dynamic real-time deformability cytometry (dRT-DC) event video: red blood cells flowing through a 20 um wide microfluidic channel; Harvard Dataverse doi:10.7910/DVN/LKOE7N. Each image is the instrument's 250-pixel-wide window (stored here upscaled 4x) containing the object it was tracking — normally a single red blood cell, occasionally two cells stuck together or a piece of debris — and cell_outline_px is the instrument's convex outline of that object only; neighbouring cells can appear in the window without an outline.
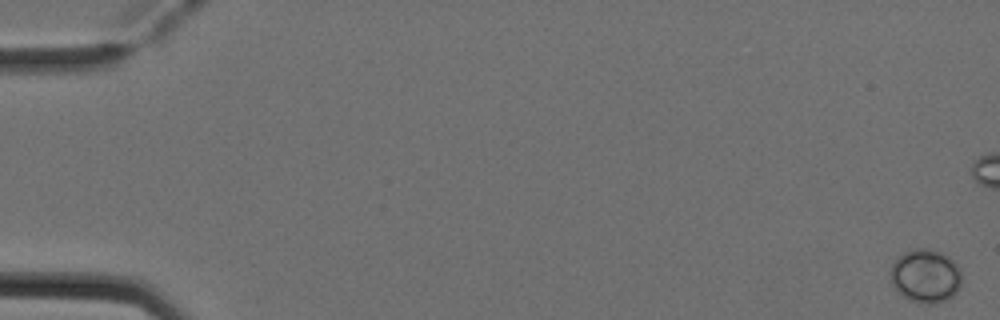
{"species": "Egyptian fruit bat (a non-hibernating species)", "species_latin": "Rousettus aegyptiacus", "temperature_condition": "cold", "stored_images_in_passage": 27, "camera_frame_rate_fps": 3000, "um_per_image_px": 0.085, "animal": {"sex": "female"}, "frame": {"image": 1, "passage_image": 1, "time_ms": 0.0, "image_size_px": [1000, 320], "cell_outline_px": [[960, 288], [952, 296], [944, 300], [932, 304], [928, 304], [908, 300], [892, 284], [892, 264], [904, 252], [916, 248], [928, 248], [944, 252], [960, 268]], "centroid_in_image_um": [78.7, 23.44], "position_along_channel_um": 6.3, "area_um2": 21.96}}
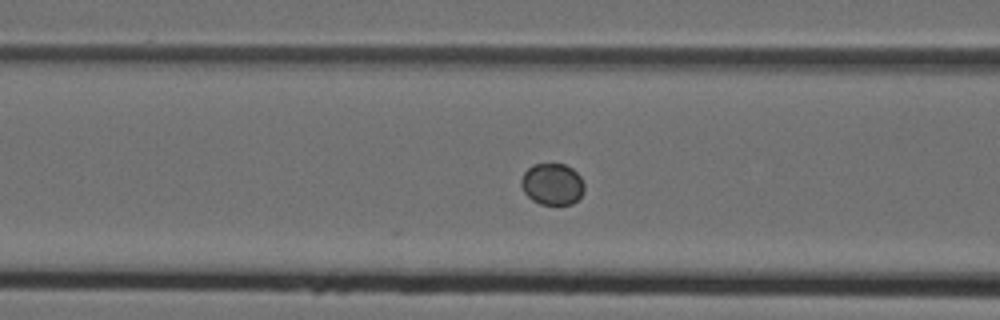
{"frame": {"image": 2, "passage_image": 22, "time_ms": 7.0, "image_size_px": [1000, 320], "cell_outline_px": [[584, 192], [572, 204], [540, 204], [532, 200], [524, 192], [520, 184], [520, 180], [524, 172], [532, 164], [564, 164], [572, 168], [580, 176], [584, 184]], "centroid_in_image_um": [46.93, 15.64], "position_along_channel_um": 119.7, "area_um2": 15.32}}
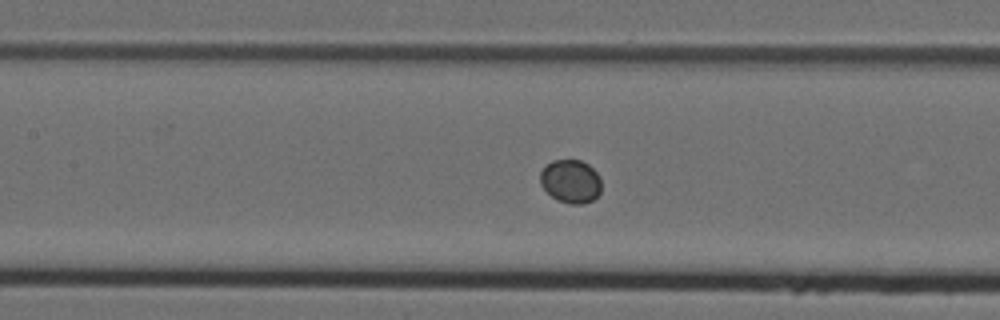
{"frame": {"image": 3, "passage_image": 25, "time_ms": 8.0, "image_size_px": [1000, 320], "cell_outline_px": [[600, 192], [592, 200], [584, 204], [572, 204], [556, 200], [540, 184], [540, 172], [552, 160], [580, 160], [588, 164], [596, 172], [600, 180]], "centroid_in_image_um": [48.5, 15.41], "position_along_channel_um": 158.9, "area_um2": 15.32}}